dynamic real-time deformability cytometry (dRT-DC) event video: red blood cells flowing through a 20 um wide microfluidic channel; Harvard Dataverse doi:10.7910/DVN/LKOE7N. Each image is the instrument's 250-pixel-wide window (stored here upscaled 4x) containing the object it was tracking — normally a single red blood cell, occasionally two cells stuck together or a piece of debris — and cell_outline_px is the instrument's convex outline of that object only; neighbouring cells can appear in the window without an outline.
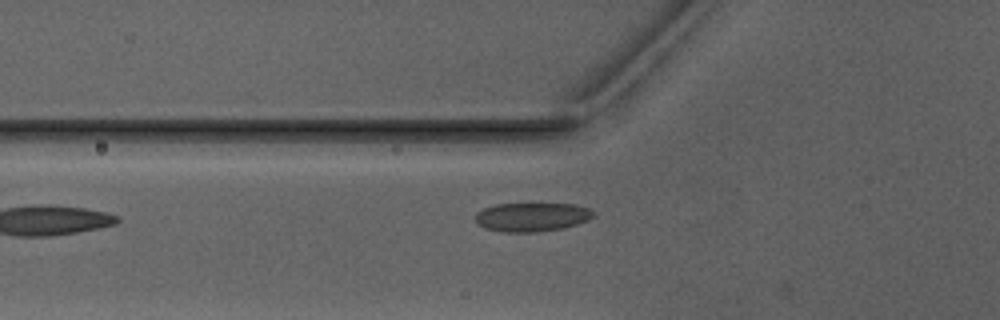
{"species": "Egyptian fruit bat (a non-hibernating species)", "species_latin": "Rousettus aegyptiacus", "temperature_condition": "warm", "stored_images_in_passage": 2, "camera_frame_rate_fps": 3000, "um_per_image_px": 0.085, "animal": {"sex": "male"}, "frame": {"image": 1, "passage_image": 2, "time_ms": 1.333, "image_size_px": [1000, 320], "cell_outline_px": [[596, 212], [588, 220], [576, 224], [560, 228], [536, 232], [504, 232], [484, 228], [476, 224], [476, 212], [484, 208], [496, 204], [576, 204], [588, 208]], "centroid_in_image_um": [45.18, 18.44], "position_along_channel_um": 80.6, "area_um2": 19.77}}